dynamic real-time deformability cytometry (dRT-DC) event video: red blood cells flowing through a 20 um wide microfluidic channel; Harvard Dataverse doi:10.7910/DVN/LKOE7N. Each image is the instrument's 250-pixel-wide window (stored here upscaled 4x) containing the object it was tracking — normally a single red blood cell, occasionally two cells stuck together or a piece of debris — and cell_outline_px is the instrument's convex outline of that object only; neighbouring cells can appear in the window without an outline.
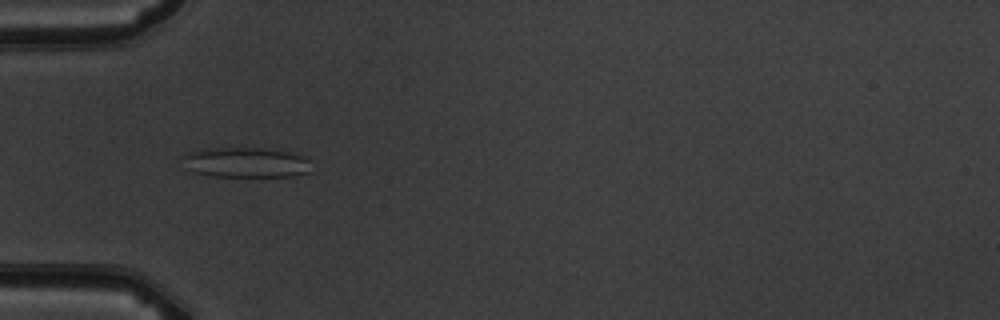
{"species": "common noctule bat (a hibernating species)", "species_latin": "Nyctalus noctula", "temperature_condition": "warm", "stored_images_in_passage": 7, "camera_frame_rate_fps": 3000, "um_per_image_px": 0.085, "animal": {"sex": "male", "body_mass_g": 19.5, "forearm_length_mm": 54.6}, "frame": {"image": 1, "passage_image": 5, "time_ms": 5.333, "image_size_px": [1000, 320], "cell_outline_px": [[308, 172], [292, 176], [212, 176], [192, 172], [184, 168], [184, 156], [188, 152], [204, 148], [276, 148], [296, 152], [304, 156], [308, 160]], "centroid_in_image_um": [20.89, 13.79], "position_along_channel_um": 64.1, "area_um2": 22.89}}
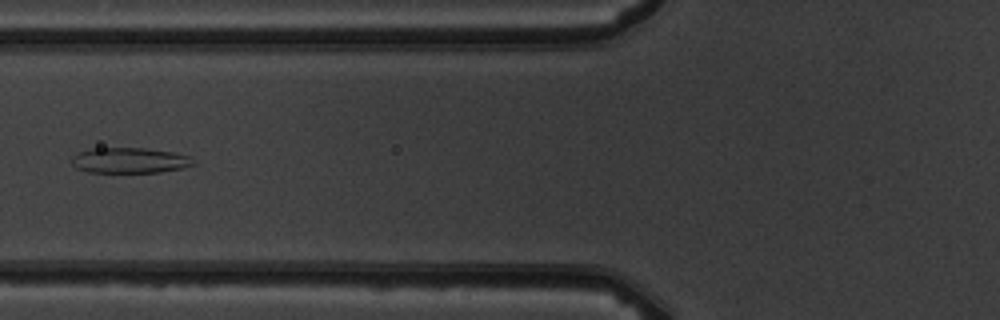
{"frame": {"image": 2, "passage_image": 6, "time_ms": 6.667, "image_size_px": [1000, 320], "cell_outline_px": [[196, 164], [184, 168], [160, 172], [88, 172], [76, 168], [72, 164], [72, 156], [88, 148], [144, 148], [172, 152], [188, 156]], "centroid_in_image_um": [11.0, 13.63], "position_along_channel_um": 114.8, "area_um2": 18.03}}